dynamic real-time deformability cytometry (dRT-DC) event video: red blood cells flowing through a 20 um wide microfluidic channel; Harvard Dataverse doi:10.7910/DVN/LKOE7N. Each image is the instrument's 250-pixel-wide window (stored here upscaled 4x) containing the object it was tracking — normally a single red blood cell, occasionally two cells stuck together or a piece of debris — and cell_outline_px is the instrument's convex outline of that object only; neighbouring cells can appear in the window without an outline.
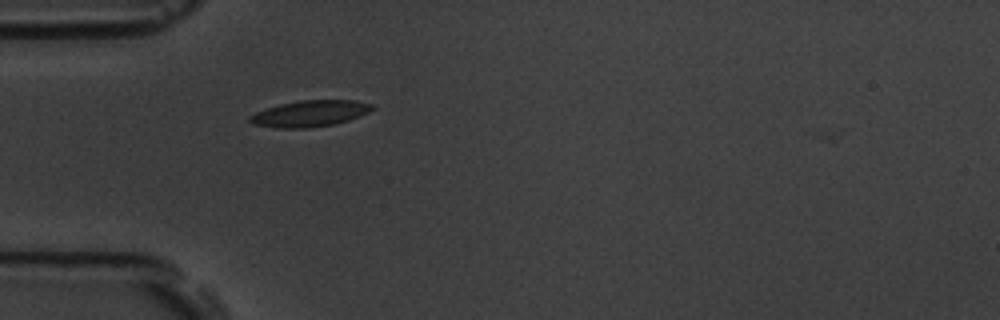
{"species": "common noctule bat (a hibernating species)", "species_latin": "Nyctalus noctula", "temperature_condition": "room temperature", "stored_images_in_passage": 2, "camera_frame_rate_fps": 3000, "um_per_image_px": 0.085, "animal": {"sex": "male", "body_mass_g": 19.5, "forearm_length_mm": 54.6}, "frame": {"image": 1, "passage_image": 1, "time_ms": 0.0, "image_size_px": [1000, 320], "cell_outline_px": [[376, 108], [360, 116], [348, 120], [332, 124], [308, 128], [276, 128], [252, 124], [248, 120], [248, 116], [256, 112], [280, 104], [300, 100], [356, 100], [372, 104]], "centroid_in_image_um": [26.34, 9.65], "position_along_channel_um": 58.7, "area_um2": 18.73}}